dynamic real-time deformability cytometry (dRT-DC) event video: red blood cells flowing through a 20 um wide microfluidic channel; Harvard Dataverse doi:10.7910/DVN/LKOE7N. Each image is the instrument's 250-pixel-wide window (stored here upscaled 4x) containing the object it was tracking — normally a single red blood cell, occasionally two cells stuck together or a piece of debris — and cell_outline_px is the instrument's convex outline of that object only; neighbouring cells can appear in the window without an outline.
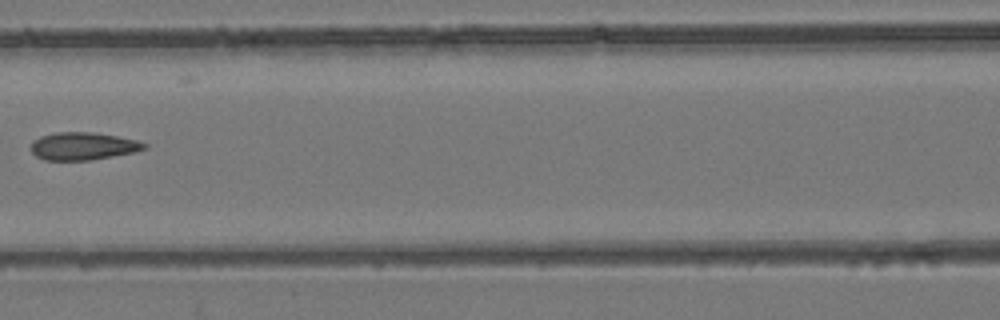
{"species": "common noctule bat (a hibernating species)", "species_latin": "Nyctalus noctula", "temperature_condition": "room temperature", "stored_images_in_passage": 7, "camera_frame_rate_fps": 3000, "um_per_image_px": 0.085, "animal": {"sex": "female", "body_mass_g": 24.6, "forearm_length_mm": 56.2}, "frame": {"image": 1, "passage_image": 6, "time_ms": 6.667, "image_size_px": [1000, 320], "cell_outline_px": [[148, 148], [136, 152], [92, 160], [44, 160], [36, 156], [32, 152], [32, 140], [40, 136], [56, 132], [92, 132], [116, 136], [136, 140], [148, 144]], "centroid_in_image_um": [7.08, 12.42], "position_along_channel_um": 159.5, "area_um2": 18.38}}
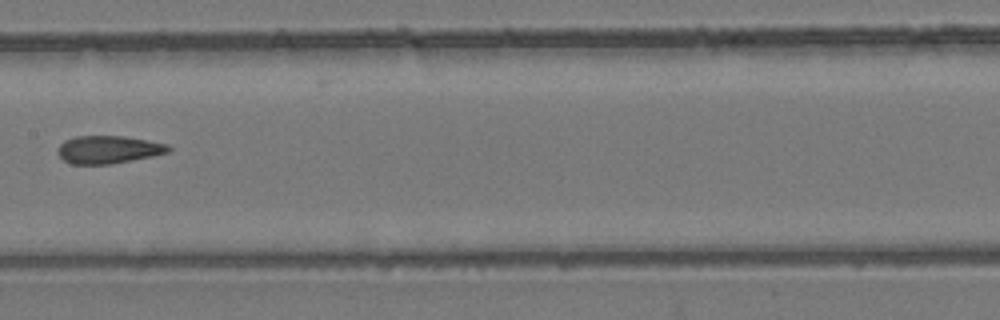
{"frame": {"image": 2, "passage_image": 7, "time_ms": 7.667, "image_size_px": [1000, 320], "cell_outline_px": [[172, 148], [168, 152], [152, 156], [108, 164], [72, 164], [64, 160], [56, 152], [60, 144], [64, 140], [76, 136], [124, 136], [168, 144]], "centroid_in_image_um": [9.19, 12.7], "position_along_channel_um": 198.2, "area_um2": 17.8}}